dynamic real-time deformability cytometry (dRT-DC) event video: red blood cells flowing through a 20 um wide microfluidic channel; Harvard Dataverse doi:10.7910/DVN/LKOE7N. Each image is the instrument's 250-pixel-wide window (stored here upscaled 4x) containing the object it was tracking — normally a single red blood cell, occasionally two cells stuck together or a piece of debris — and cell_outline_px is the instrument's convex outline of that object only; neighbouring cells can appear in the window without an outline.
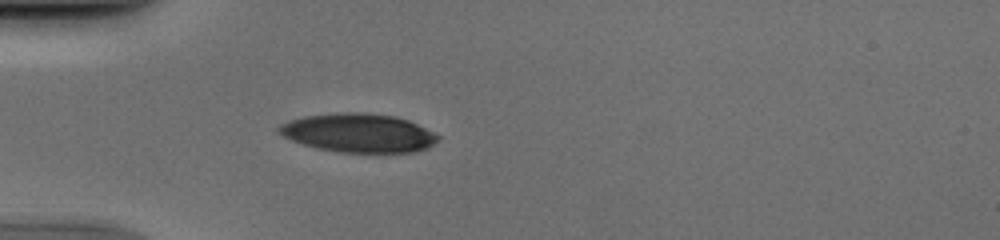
{"species": "human", "species_latin": "Homo sapiens", "temperature_condition": "cold", "stored_images_in_passage": 53, "camera_frame_rate_fps": 3000, "um_per_image_px": 0.085, "donor": {"sex": "male"}, "frame": {"image": 1, "passage_image": 17, "time_ms": 5.333, "image_size_px": [1000, 240], "cell_outline_px": [[440, 140], [428, 148], [412, 152], [340, 152], [316, 148], [292, 140], [276, 132], [276, 128], [280, 124], [288, 120], [304, 116], [336, 112], [360, 112], [396, 116], [408, 120], [440, 136]], "centroid_in_image_um": [30.45, 11.29], "position_along_channel_um": 54.6, "area_um2": 36.01}}
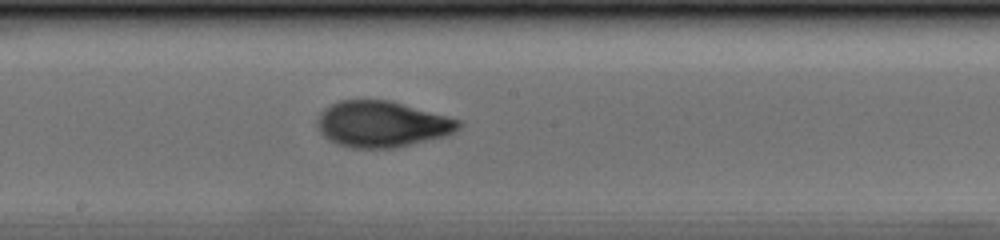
{"frame": {"image": 2, "passage_image": 30, "time_ms": 9.667, "image_size_px": [1000, 240], "cell_outline_px": [[464, 124], [456, 132], [448, 136], [392, 148], [352, 148], [336, 144], [328, 140], [320, 132], [316, 124], [316, 120], [320, 112], [324, 108], [340, 100], [392, 100], [460, 120]], "centroid_in_image_um": [32.47, 10.55], "position_along_channel_um": 215.7, "area_um2": 38.32}}
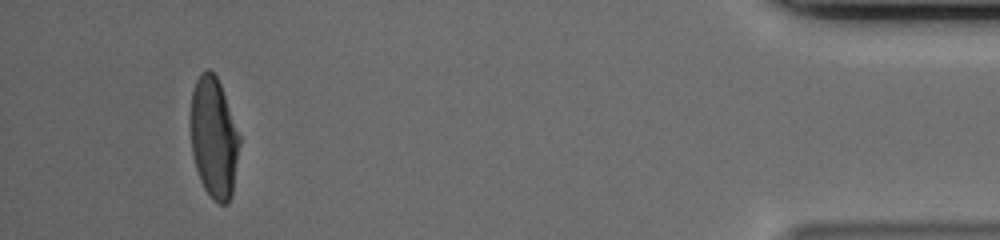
{"frame": {"image": 3, "passage_image": 50, "time_ms": 16.333, "image_size_px": [1000, 240], "cell_outline_px": [[240, 144], [232, 196], [228, 204], [220, 204], [212, 200], [204, 188], [200, 180], [192, 156], [192, 88], [200, 72], [208, 68], [216, 76], [220, 84], [240, 136]], "centroid_in_image_um": [18.19, 11.74], "position_along_channel_um": 417.0, "area_um2": 34.28}}